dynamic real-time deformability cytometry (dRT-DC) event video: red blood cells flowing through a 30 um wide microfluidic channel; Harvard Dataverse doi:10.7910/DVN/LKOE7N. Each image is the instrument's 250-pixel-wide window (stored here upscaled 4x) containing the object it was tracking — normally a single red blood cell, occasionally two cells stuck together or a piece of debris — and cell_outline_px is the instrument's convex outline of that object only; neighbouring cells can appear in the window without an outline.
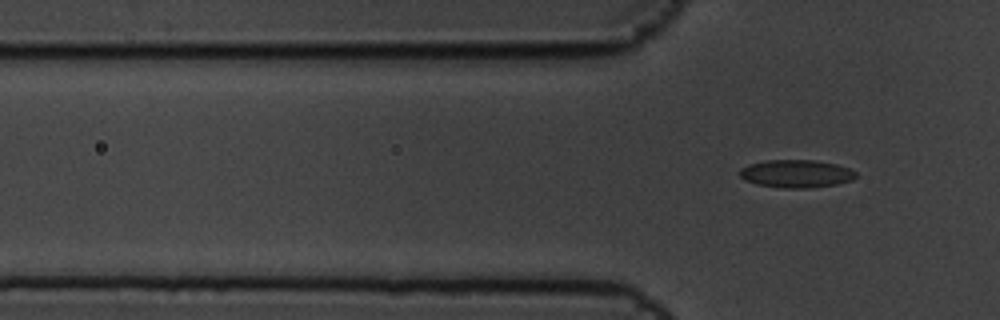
{"species": "common noctule bat (a hibernating species)", "species_latin": "Nyctalus noctula", "temperature_condition": "cold", "stored_images_in_passage": 7, "segment_of_instrument_passage": [2, 2], "camera_frame_rate_fps": 3000, "um_per_image_px": 0.085, "animal": {"sex": "male", "body_mass_g": 19.5, "forearm_length_mm": 54.6}, "frame": {"image": 1, "passage_image": 7, "time_ms": 2.0, "image_size_px": [1000, 320], "cell_outline_px": [[856, 176], [852, 180], [836, 184], [808, 188], [784, 188], [756, 184], [740, 176], [740, 168], [748, 164], [768, 160], [816, 160], [836, 164], [848, 168], [856, 172]], "centroid_in_image_um": [67.69, 14.76], "position_along_channel_um": 58.1, "area_um2": 18.73}}